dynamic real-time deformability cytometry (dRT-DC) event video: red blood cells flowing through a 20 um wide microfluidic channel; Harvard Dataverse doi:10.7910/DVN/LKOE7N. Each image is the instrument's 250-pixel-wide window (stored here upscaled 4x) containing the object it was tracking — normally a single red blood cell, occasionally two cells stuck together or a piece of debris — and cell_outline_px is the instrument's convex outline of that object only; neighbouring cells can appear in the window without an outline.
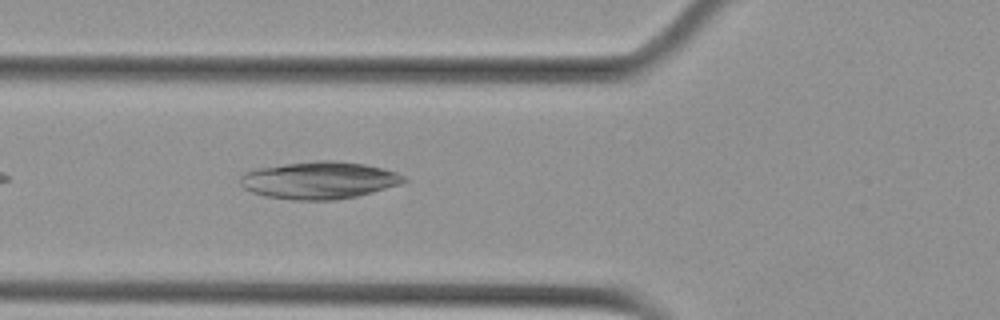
{"species": "Egyptian fruit bat (a non-hibernating species)", "species_latin": "Rousettus aegyptiacus", "temperature_condition": "cold", "stored_images_in_passage": 6, "camera_frame_rate_fps": 3000, "um_per_image_px": 0.085, "animal": {"sex": "female"}, "frame": {"image": 1, "passage_image": 6, "time_ms": 1.667, "image_size_px": [1000, 320], "cell_outline_px": [[408, 180], [404, 184], [356, 196], [336, 200], [292, 200], [264, 196], [252, 192], [244, 188], [240, 184], [240, 176], [244, 172], [252, 168], [316, 160], [332, 160], [364, 164], [384, 168], [396, 172], [404, 176]], "centroid_in_image_um": [27.12, 15.32], "position_along_channel_um": 98.7, "area_um2": 36.01}}